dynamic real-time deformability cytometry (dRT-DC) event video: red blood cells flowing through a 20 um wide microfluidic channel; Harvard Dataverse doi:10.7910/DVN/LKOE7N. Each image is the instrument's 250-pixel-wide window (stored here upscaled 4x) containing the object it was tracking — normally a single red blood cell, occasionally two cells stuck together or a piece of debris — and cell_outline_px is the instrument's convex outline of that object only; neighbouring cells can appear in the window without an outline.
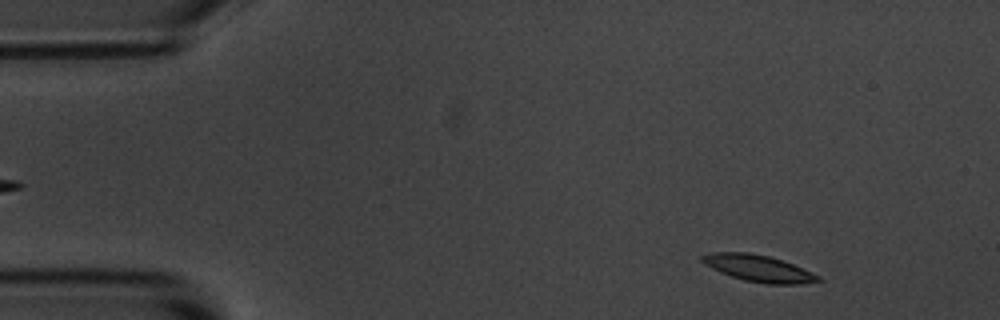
{"species": "common noctule bat (a hibernating species)", "species_latin": "Nyctalus noctula", "temperature_condition": "room temperature", "stored_images_in_passage": 54, "camera_frame_rate_fps": 3000, "um_per_image_px": 0.085, "animal": {"sex": "male", "body_mass_g": 20.1, "forearm_length_mm": 53.5}, "frame": {"image": 1, "passage_image": 4, "time_ms": 1.0, "image_size_px": [1000, 320], "cell_outline_px": [[824, 280], [800, 284], [764, 284], [744, 280], [720, 272], [704, 264], [700, 260], [700, 256], [712, 252], [748, 252], [768, 256], [792, 264], [812, 272], [820, 276]], "centroid_in_image_um": [64.46, 22.81], "position_along_channel_um": 20.5, "area_um2": 17.98}}
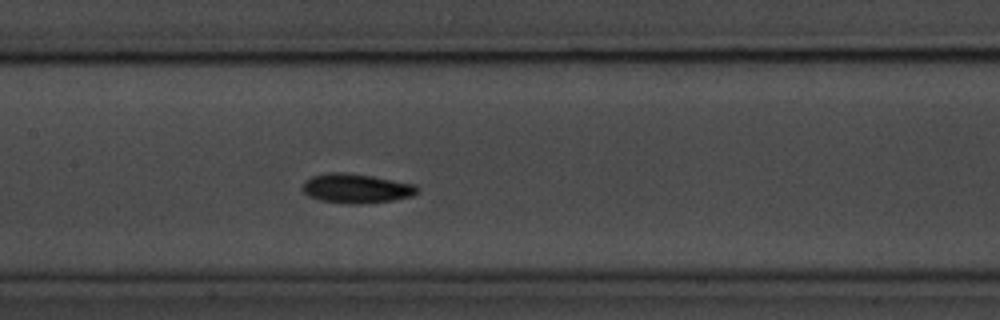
{"frame": {"image": 2, "passage_image": 24, "time_ms": 7.667, "image_size_px": [1000, 320], "cell_outline_px": [[420, 192], [412, 196], [392, 200], [364, 204], [352, 204], [320, 200], [308, 196], [300, 188], [304, 180], [312, 176], [328, 172], [344, 172], [372, 176], [416, 184], [420, 188]], "centroid_in_image_um": [30.28, 16.01], "position_along_channel_um": 177.1, "area_um2": 19.94}}
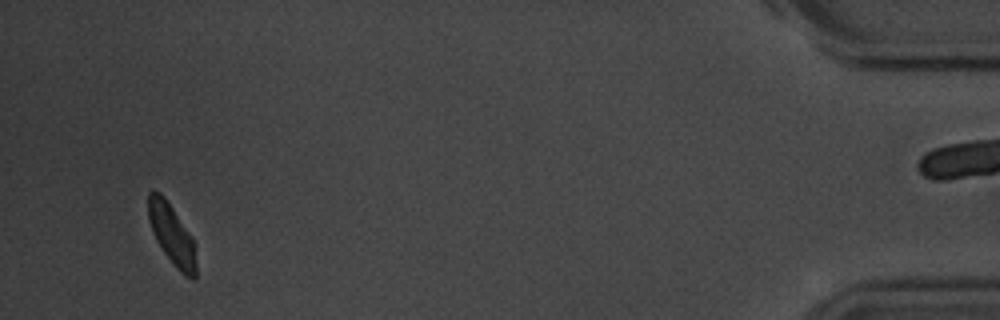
{"frame": {"image": 3, "passage_image": 51, "time_ms": 16.667, "image_size_px": [1000, 320], "cell_outline_px": [[196, 276], [192, 280], [184, 276], [176, 268], [164, 252], [156, 240], [152, 232], [148, 220], [148, 192], [152, 188], [160, 192], [164, 196], [192, 236], [196, 264]], "centroid_in_image_um": [14.58, 19.91], "position_along_channel_um": 420.6, "area_um2": 16.94}, "authors_computed_cell_mechanics": {"area_um2": 17.9758, "velocity_mm_per_s": 3.573, "shape_relaxation_time_tau1_ms": 1.5104, "shape_relaxation_time_tau2_ms": null, "deformation_change_tau1": 0.0967, "deformation_change_tau2": null}}